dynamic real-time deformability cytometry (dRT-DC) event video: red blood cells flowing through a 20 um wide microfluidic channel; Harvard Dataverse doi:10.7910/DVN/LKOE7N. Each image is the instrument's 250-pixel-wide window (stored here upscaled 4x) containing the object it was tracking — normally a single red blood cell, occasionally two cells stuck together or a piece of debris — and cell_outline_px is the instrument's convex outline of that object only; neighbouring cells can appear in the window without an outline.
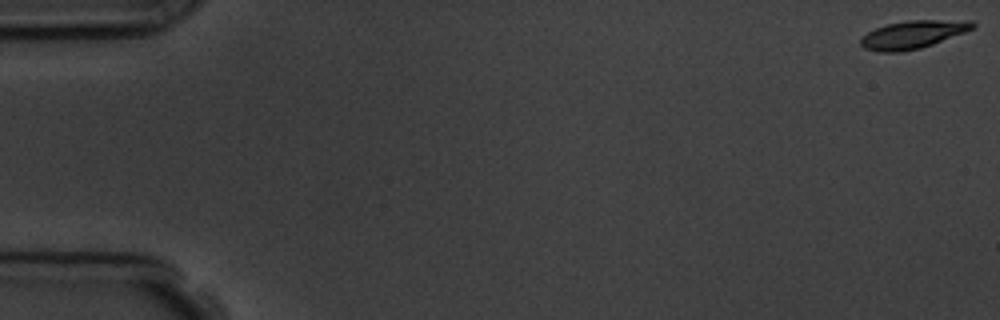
{"species": "common noctule bat (a hibernating species)", "species_latin": "Nyctalus noctula", "temperature_condition": "room temperature", "stored_images_in_passage": 10, "camera_frame_rate_fps": 3000, "um_per_image_px": 0.085, "animal": {"sex": "male", "body_mass_g": 19.5, "forearm_length_mm": 54.6}, "frame": {"image": 1, "passage_image": 1, "time_ms": 0.0, "image_size_px": [1000, 320], "cell_outline_px": [[976, 24], [972, 28], [964, 32], [932, 44], [920, 48], [900, 52], [880, 52], [864, 48], [860, 44], [860, 40], [868, 32], [876, 28], [888, 24], [908, 20], [972, 20]], "centroid_in_image_um": [77.59, 2.93], "position_along_channel_um": 7.4, "area_um2": 17.98}}
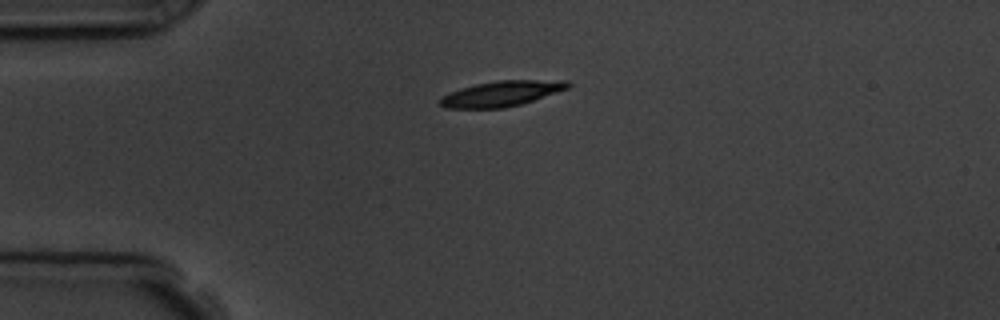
{"frame": {"image": 2, "passage_image": 5, "time_ms": 4.333, "image_size_px": [1000, 320], "cell_outline_px": [[572, 84], [568, 88], [520, 104], [504, 108], [448, 108], [436, 104], [436, 100], [440, 96], [460, 88], [476, 84], [496, 80], [568, 80]], "centroid_in_image_um": [42.55, 7.95], "position_along_channel_um": 42.4, "area_um2": 19.02}}